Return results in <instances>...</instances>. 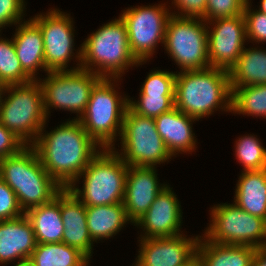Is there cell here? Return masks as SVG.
<instances>
[{
    "label": "cell",
    "instance_id": "obj_1",
    "mask_svg": "<svg viewBox=\"0 0 266 266\" xmlns=\"http://www.w3.org/2000/svg\"><path fill=\"white\" fill-rule=\"evenodd\" d=\"M44 129L30 146L51 177L68 188L102 149L75 118L49 133Z\"/></svg>",
    "mask_w": 266,
    "mask_h": 266
},
{
    "label": "cell",
    "instance_id": "obj_2",
    "mask_svg": "<svg viewBox=\"0 0 266 266\" xmlns=\"http://www.w3.org/2000/svg\"><path fill=\"white\" fill-rule=\"evenodd\" d=\"M78 51L77 65L101 78L118 81L129 67L143 65L131 53L126 25L120 16L88 35Z\"/></svg>",
    "mask_w": 266,
    "mask_h": 266
},
{
    "label": "cell",
    "instance_id": "obj_3",
    "mask_svg": "<svg viewBox=\"0 0 266 266\" xmlns=\"http://www.w3.org/2000/svg\"><path fill=\"white\" fill-rule=\"evenodd\" d=\"M229 72L218 68L176 72L175 107L197 119L215 110L231 112Z\"/></svg>",
    "mask_w": 266,
    "mask_h": 266
},
{
    "label": "cell",
    "instance_id": "obj_4",
    "mask_svg": "<svg viewBox=\"0 0 266 266\" xmlns=\"http://www.w3.org/2000/svg\"><path fill=\"white\" fill-rule=\"evenodd\" d=\"M0 177L15 192L24 213L51 202L63 189L42 166L30 145L16 155L0 159Z\"/></svg>",
    "mask_w": 266,
    "mask_h": 266
},
{
    "label": "cell",
    "instance_id": "obj_5",
    "mask_svg": "<svg viewBox=\"0 0 266 266\" xmlns=\"http://www.w3.org/2000/svg\"><path fill=\"white\" fill-rule=\"evenodd\" d=\"M128 167L113 149H102L68 190L86 207L123 203Z\"/></svg>",
    "mask_w": 266,
    "mask_h": 266
},
{
    "label": "cell",
    "instance_id": "obj_6",
    "mask_svg": "<svg viewBox=\"0 0 266 266\" xmlns=\"http://www.w3.org/2000/svg\"><path fill=\"white\" fill-rule=\"evenodd\" d=\"M8 94L7 97L4 95ZM3 95V96H2ZM48 117L44 109L42 88L38 80L3 86L0 94V123L26 145L38 137Z\"/></svg>",
    "mask_w": 266,
    "mask_h": 266
},
{
    "label": "cell",
    "instance_id": "obj_7",
    "mask_svg": "<svg viewBox=\"0 0 266 266\" xmlns=\"http://www.w3.org/2000/svg\"><path fill=\"white\" fill-rule=\"evenodd\" d=\"M115 84L116 79L102 78L92 89L86 110L78 119L102 149H115L114 141L116 136H121L123 118L129 107V98L122 97Z\"/></svg>",
    "mask_w": 266,
    "mask_h": 266
},
{
    "label": "cell",
    "instance_id": "obj_8",
    "mask_svg": "<svg viewBox=\"0 0 266 266\" xmlns=\"http://www.w3.org/2000/svg\"><path fill=\"white\" fill-rule=\"evenodd\" d=\"M119 139H121V152L113 150L128 166L155 167L172 159L157 132L154 118L138 115L129 107L123 118Z\"/></svg>",
    "mask_w": 266,
    "mask_h": 266
},
{
    "label": "cell",
    "instance_id": "obj_9",
    "mask_svg": "<svg viewBox=\"0 0 266 266\" xmlns=\"http://www.w3.org/2000/svg\"><path fill=\"white\" fill-rule=\"evenodd\" d=\"M163 46L180 72L209 68L207 24L203 19L171 14Z\"/></svg>",
    "mask_w": 266,
    "mask_h": 266
},
{
    "label": "cell",
    "instance_id": "obj_10",
    "mask_svg": "<svg viewBox=\"0 0 266 266\" xmlns=\"http://www.w3.org/2000/svg\"><path fill=\"white\" fill-rule=\"evenodd\" d=\"M211 221L203 236L226 245H266V220L251 215L235 203H222L211 208ZM212 222V223H211Z\"/></svg>",
    "mask_w": 266,
    "mask_h": 266
},
{
    "label": "cell",
    "instance_id": "obj_11",
    "mask_svg": "<svg viewBox=\"0 0 266 266\" xmlns=\"http://www.w3.org/2000/svg\"><path fill=\"white\" fill-rule=\"evenodd\" d=\"M40 80L44 109L47 117L51 107L77 113L78 120L85 112L91 91L102 79L100 76L82 68L73 71L48 72ZM79 114V115H78Z\"/></svg>",
    "mask_w": 266,
    "mask_h": 266
},
{
    "label": "cell",
    "instance_id": "obj_12",
    "mask_svg": "<svg viewBox=\"0 0 266 266\" xmlns=\"http://www.w3.org/2000/svg\"><path fill=\"white\" fill-rule=\"evenodd\" d=\"M166 4L135 6L122 11L131 53L143 64L152 58L157 44H164L166 24L171 16Z\"/></svg>",
    "mask_w": 266,
    "mask_h": 266
},
{
    "label": "cell",
    "instance_id": "obj_13",
    "mask_svg": "<svg viewBox=\"0 0 266 266\" xmlns=\"http://www.w3.org/2000/svg\"><path fill=\"white\" fill-rule=\"evenodd\" d=\"M49 11L31 18L43 36L46 73L80 69L81 66L67 69L68 62L75 57L73 18L56 8Z\"/></svg>",
    "mask_w": 266,
    "mask_h": 266
},
{
    "label": "cell",
    "instance_id": "obj_14",
    "mask_svg": "<svg viewBox=\"0 0 266 266\" xmlns=\"http://www.w3.org/2000/svg\"><path fill=\"white\" fill-rule=\"evenodd\" d=\"M206 24L209 67L229 72L236 65L247 40L244 15L217 18Z\"/></svg>",
    "mask_w": 266,
    "mask_h": 266
},
{
    "label": "cell",
    "instance_id": "obj_15",
    "mask_svg": "<svg viewBox=\"0 0 266 266\" xmlns=\"http://www.w3.org/2000/svg\"><path fill=\"white\" fill-rule=\"evenodd\" d=\"M185 234L163 238H140L136 258L139 266H182L195 254L200 236L186 238Z\"/></svg>",
    "mask_w": 266,
    "mask_h": 266
},
{
    "label": "cell",
    "instance_id": "obj_16",
    "mask_svg": "<svg viewBox=\"0 0 266 266\" xmlns=\"http://www.w3.org/2000/svg\"><path fill=\"white\" fill-rule=\"evenodd\" d=\"M168 185L150 205L148 211L134 225L143 229L141 238H163L180 235L182 210L177 195Z\"/></svg>",
    "mask_w": 266,
    "mask_h": 266
},
{
    "label": "cell",
    "instance_id": "obj_17",
    "mask_svg": "<svg viewBox=\"0 0 266 266\" xmlns=\"http://www.w3.org/2000/svg\"><path fill=\"white\" fill-rule=\"evenodd\" d=\"M155 168L128 167L123 203L132 224L148 211L156 196L168 186L164 183L159 184Z\"/></svg>",
    "mask_w": 266,
    "mask_h": 266
},
{
    "label": "cell",
    "instance_id": "obj_18",
    "mask_svg": "<svg viewBox=\"0 0 266 266\" xmlns=\"http://www.w3.org/2000/svg\"><path fill=\"white\" fill-rule=\"evenodd\" d=\"M36 245L32 223L25 214L0 220V265L17 258L16 264L28 263Z\"/></svg>",
    "mask_w": 266,
    "mask_h": 266
},
{
    "label": "cell",
    "instance_id": "obj_19",
    "mask_svg": "<svg viewBox=\"0 0 266 266\" xmlns=\"http://www.w3.org/2000/svg\"><path fill=\"white\" fill-rule=\"evenodd\" d=\"M60 211L64 226L62 242L78 249L90 260L94 241L87 227L86 206L68 188H63L60 191Z\"/></svg>",
    "mask_w": 266,
    "mask_h": 266
},
{
    "label": "cell",
    "instance_id": "obj_20",
    "mask_svg": "<svg viewBox=\"0 0 266 266\" xmlns=\"http://www.w3.org/2000/svg\"><path fill=\"white\" fill-rule=\"evenodd\" d=\"M157 132L167 150L173 156L178 153L193 152L197 148L192 123L197 119L188 116L174 107L154 118Z\"/></svg>",
    "mask_w": 266,
    "mask_h": 266
},
{
    "label": "cell",
    "instance_id": "obj_21",
    "mask_svg": "<svg viewBox=\"0 0 266 266\" xmlns=\"http://www.w3.org/2000/svg\"><path fill=\"white\" fill-rule=\"evenodd\" d=\"M17 24L12 38L17 58L23 70L33 80H38L37 71L42 69L46 72L44 42L41 30L31 18L28 21H21Z\"/></svg>",
    "mask_w": 266,
    "mask_h": 266
},
{
    "label": "cell",
    "instance_id": "obj_22",
    "mask_svg": "<svg viewBox=\"0 0 266 266\" xmlns=\"http://www.w3.org/2000/svg\"><path fill=\"white\" fill-rule=\"evenodd\" d=\"M256 248L218 244L200 236L196 254L201 266H252Z\"/></svg>",
    "mask_w": 266,
    "mask_h": 266
},
{
    "label": "cell",
    "instance_id": "obj_23",
    "mask_svg": "<svg viewBox=\"0 0 266 266\" xmlns=\"http://www.w3.org/2000/svg\"><path fill=\"white\" fill-rule=\"evenodd\" d=\"M234 196L238 207L266 220V169L242 171Z\"/></svg>",
    "mask_w": 266,
    "mask_h": 266
},
{
    "label": "cell",
    "instance_id": "obj_24",
    "mask_svg": "<svg viewBox=\"0 0 266 266\" xmlns=\"http://www.w3.org/2000/svg\"><path fill=\"white\" fill-rule=\"evenodd\" d=\"M25 215L32 223L37 244L62 242L60 192L51 202L29 209Z\"/></svg>",
    "mask_w": 266,
    "mask_h": 266
},
{
    "label": "cell",
    "instance_id": "obj_25",
    "mask_svg": "<svg viewBox=\"0 0 266 266\" xmlns=\"http://www.w3.org/2000/svg\"><path fill=\"white\" fill-rule=\"evenodd\" d=\"M86 220L94 242L115 236L130 221L124 203L86 207Z\"/></svg>",
    "mask_w": 266,
    "mask_h": 266
},
{
    "label": "cell",
    "instance_id": "obj_26",
    "mask_svg": "<svg viewBox=\"0 0 266 266\" xmlns=\"http://www.w3.org/2000/svg\"><path fill=\"white\" fill-rule=\"evenodd\" d=\"M257 48L244 47L236 65L229 71L231 87L266 84V50Z\"/></svg>",
    "mask_w": 266,
    "mask_h": 266
},
{
    "label": "cell",
    "instance_id": "obj_27",
    "mask_svg": "<svg viewBox=\"0 0 266 266\" xmlns=\"http://www.w3.org/2000/svg\"><path fill=\"white\" fill-rule=\"evenodd\" d=\"M88 258L78 249L66 243L37 244L29 266H82Z\"/></svg>",
    "mask_w": 266,
    "mask_h": 266
},
{
    "label": "cell",
    "instance_id": "obj_28",
    "mask_svg": "<svg viewBox=\"0 0 266 266\" xmlns=\"http://www.w3.org/2000/svg\"><path fill=\"white\" fill-rule=\"evenodd\" d=\"M231 113L266 119V84L231 87Z\"/></svg>",
    "mask_w": 266,
    "mask_h": 266
},
{
    "label": "cell",
    "instance_id": "obj_29",
    "mask_svg": "<svg viewBox=\"0 0 266 266\" xmlns=\"http://www.w3.org/2000/svg\"><path fill=\"white\" fill-rule=\"evenodd\" d=\"M31 81L33 79L23 70L17 58L13 39L0 38V84L7 86Z\"/></svg>",
    "mask_w": 266,
    "mask_h": 266
},
{
    "label": "cell",
    "instance_id": "obj_30",
    "mask_svg": "<svg viewBox=\"0 0 266 266\" xmlns=\"http://www.w3.org/2000/svg\"><path fill=\"white\" fill-rule=\"evenodd\" d=\"M255 135H245L237 139L235 156L243 164V171L266 169V148Z\"/></svg>",
    "mask_w": 266,
    "mask_h": 266
},
{
    "label": "cell",
    "instance_id": "obj_31",
    "mask_svg": "<svg viewBox=\"0 0 266 266\" xmlns=\"http://www.w3.org/2000/svg\"><path fill=\"white\" fill-rule=\"evenodd\" d=\"M139 100L129 98L128 106L136 114L155 118L175 107V95H139Z\"/></svg>",
    "mask_w": 266,
    "mask_h": 266
},
{
    "label": "cell",
    "instance_id": "obj_32",
    "mask_svg": "<svg viewBox=\"0 0 266 266\" xmlns=\"http://www.w3.org/2000/svg\"><path fill=\"white\" fill-rule=\"evenodd\" d=\"M144 80L139 95H175L176 73L151 70Z\"/></svg>",
    "mask_w": 266,
    "mask_h": 266
},
{
    "label": "cell",
    "instance_id": "obj_33",
    "mask_svg": "<svg viewBox=\"0 0 266 266\" xmlns=\"http://www.w3.org/2000/svg\"><path fill=\"white\" fill-rule=\"evenodd\" d=\"M249 0L245 4L244 8V18L246 22V37L247 40L261 42L264 44L266 42V14L255 10H251L252 4ZM251 5V6H250ZM264 42V43H263Z\"/></svg>",
    "mask_w": 266,
    "mask_h": 266
},
{
    "label": "cell",
    "instance_id": "obj_34",
    "mask_svg": "<svg viewBox=\"0 0 266 266\" xmlns=\"http://www.w3.org/2000/svg\"><path fill=\"white\" fill-rule=\"evenodd\" d=\"M248 0H207L206 22L242 15Z\"/></svg>",
    "mask_w": 266,
    "mask_h": 266
},
{
    "label": "cell",
    "instance_id": "obj_35",
    "mask_svg": "<svg viewBox=\"0 0 266 266\" xmlns=\"http://www.w3.org/2000/svg\"><path fill=\"white\" fill-rule=\"evenodd\" d=\"M15 192L0 177V220L24 215Z\"/></svg>",
    "mask_w": 266,
    "mask_h": 266
},
{
    "label": "cell",
    "instance_id": "obj_36",
    "mask_svg": "<svg viewBox=\"0 0 266 266\" xmlns=\"http://www.w3.org/2000/svg\"><path fill=\"white\" fill-rule=\"evenodd\" d=\"M25 0H0V32L5 26L23 21ZM10 24V25H9Z\"/></svg>",
    "mask_w": 266,
    "mask_h": 266
},
{
    "label": "cell",
    "instance_id": "obj_37",
    "mask_svg": "<svg viewBox=\"0 0 266 266\" xmlns=\"http://www.w3.org/2000/svg\"><path fill=\"white\" fill-rule=\"evenodd\" d=\"M172 4L179 12L175 11V13L171 12V14L180 17L203 19L206 22L207 0H173Z\"/></svg>",
    "mask_w": 266,
    "mask_h": 266
},
{
    "label": "cell",
    "instance_id": "obj_38",
    "mask_svg": "<svg viewBox=\"0 0 266 266\" xmlns=\"http://www.w3.org/2000/svg\"><path fill=\"white\" fill-rule=\"evenodd\" d=\"M25 146L19 137L0 123V159L18 154Z\"/></svg>",
    "mask_w": 266,
    "mask_h": 266
},
{
    "label": "cell",
    "instance_id": "obj_39",
    "mask_svg": "<svg viewBox=\"0 0 266 266\" xmlns=\"http://www.w3.org/2000/svg\"><path fill=\"white\" fill-rule=\"evenodd\" d=\"M252 266H266V245L256 248Z\"/></svg>",
    "mask_w": 266,
    "mask_h": 266
},
{
    "label": "cell",
    "instance_id": "obj_40",
    "mask_svg": "<svg viewBox=\"0 0 266 266\" xmlns=\"http://www.w3.org/2000/svg\"><path fill=\"white\" fill-rule=\"evenodd\" d=\"M182 266H201V262L198 255L195 254L187 263Z\"/></svg>",
    "mask_w": 266,
    "mask_h": 266
},
{
    "label": "cell",
    "instance_id": "obj_41",
    "mask_svg": "<svg viewBox=\"0 0 266 266\" xmlns=\"http://www.w3.org/2000/svg\"><path fill=\"white\" fill-rule=\"evenodd\" d=\"M258 11L266 14V0H261L260 1V6H259V10Z\"/></svg>",
    "mask_w": 266,
    "mask_h": 266
},
{
    "label": "cell",
    "instance_id": "obj_42",
    "mask_svg": "<svg viewBox=\"0 0 266 266\" xmlns=\"http://www.w3.org/2000/svg\"><path fill=\"white\" fill-rule=\"evenodd\" d=\"M15 266H29L28 263H23V264H15Z\"/></svg>",
    "mask_w": 266,
    "mask_h": 266
},
{
    "label": "cell",
    "instance_id": "obj_43",
    "mask_svg": "<svg viewBox=\"0 0 266 266\" xmlns=\"http://www.w3.org/2000/svg\"><path fill=\"white\" fill-rule=\"evenodd\" d=\"M89 259L82 265V266H88V264H89Z\"/></svg>",
    "mask_w": 266,
    "mask_h": 266
},
{
    "label": "cell",
    "instance_id": "obj_44",
    "mask_svg": "<svg viewBox=\"0 0 266 266\" xmlns=\"http://www.w3.org/2000/svg\"><path fill=\"white\" fill-rule=\"evenodd\" d=\"M2 87H3V86L0 84V94H1Z\"/></svg>",
    "mask_w": 266,
    "mask_h": 266
}]
</instances>
